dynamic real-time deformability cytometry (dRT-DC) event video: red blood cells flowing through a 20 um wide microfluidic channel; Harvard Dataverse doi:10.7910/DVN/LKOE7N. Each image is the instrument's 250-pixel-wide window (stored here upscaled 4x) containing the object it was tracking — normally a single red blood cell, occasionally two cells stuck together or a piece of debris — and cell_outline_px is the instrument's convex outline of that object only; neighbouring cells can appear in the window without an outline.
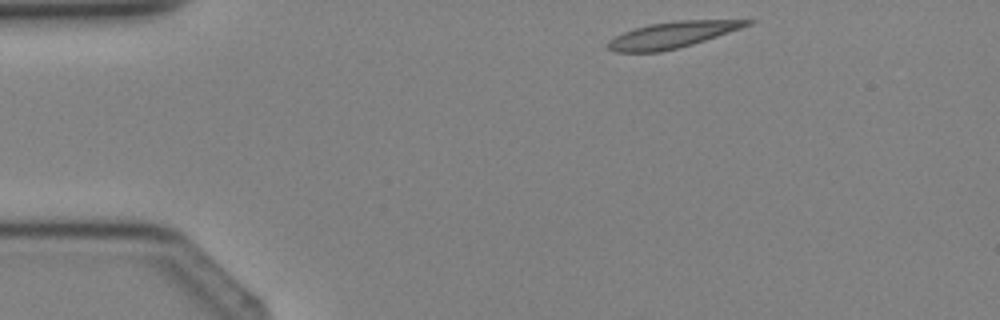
{"species": "Egyptian fruit bat (a non-hibernating species)", "species_latin": "Rousettus aegyptiacus", "temperature_condition": "cold", "stored_images_in_passage": 3, "camera_frame_rate_fps": 3000, "um_per_image_px": 0.085, "animal": {"sex": "female"}, "frame": {"image": 1, "passage_image": 3, "time_ms": 2.667, "image_size_px": [1000, 320], "cell_outline_px": [[756, 20], [752, 24], [692, 44], [660, 52], [616, 52], [608, 48], [608, 40], [624, 32], [648, 24], [676, 20]], "centroid_in_image_um": [57.12, 2.96], "position_along_channel_um": 27.9, "area_um2": 20.87}}